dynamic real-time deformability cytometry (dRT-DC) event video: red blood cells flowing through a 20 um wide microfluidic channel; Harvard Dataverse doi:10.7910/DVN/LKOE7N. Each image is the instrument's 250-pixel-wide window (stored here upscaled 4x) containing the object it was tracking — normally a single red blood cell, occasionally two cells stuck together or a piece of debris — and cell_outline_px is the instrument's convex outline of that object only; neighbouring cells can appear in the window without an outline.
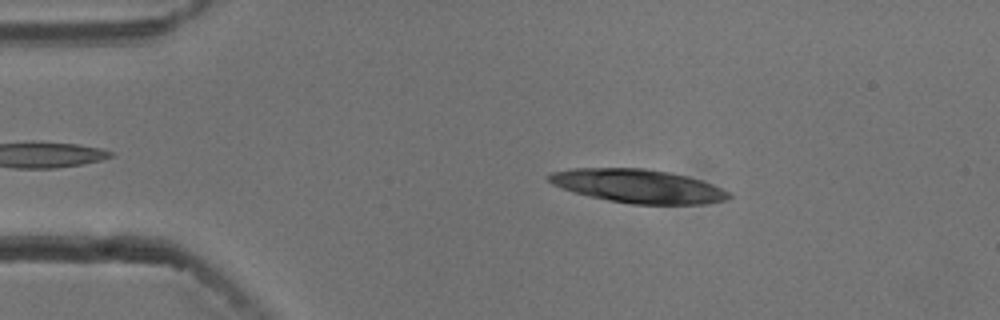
{"species": "common noctule bat (a hibernating species)", "species_latin": "Nyctalus noctula", "temperature_condition": "cold", "stored_images_in_passage": 52, "camera_frame_rate_fps": 3000, "um_per_image_px": 0.085, "animal": {"sex": "male", "body_mass_g": 13.3}, "frame": {"image": 1, "passage_image": 8, "time_ms": 2.333, "image_size_px": [1000, 320], "cell_outline_px": [[732, 196], [724, 200], [704, 204], [632, 204], [608, 200], [576, 192], [552, 184], [548, 180], [548, 176], [552, 172], [572, 168], [644, 168], [668, 172], [700, 180], [712, 184], [728, 192]], "centroid_in_image_um": [54.23, 15.81], "position_along_channel_um": 30.8, "area_um2": 34.68}}
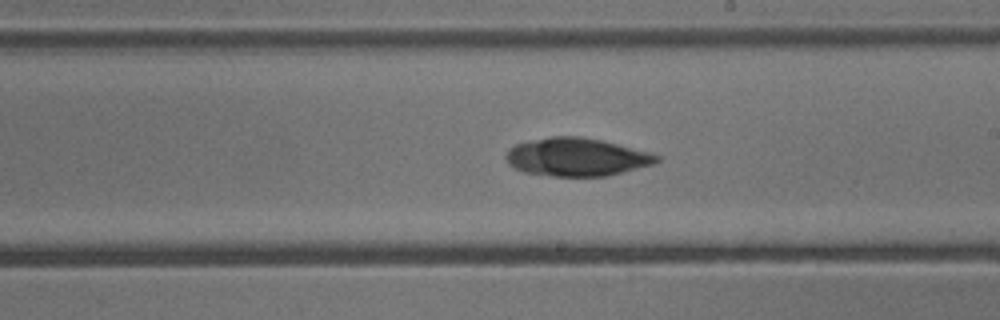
{"frame": {"image": 2, "passage_image": 29, "time_ms": 9.333, "image_size_px": [1000, 320], "cell_outline_px": [[660, 160], [652, 164], [608, 176], [552, 176], [524, 172], [508, 164], [504, 156], [508, 148], [516, 144], [552, 136], [580, 136], [600, 140], [648, 152], [660, 156]], "centroid_in_image_um": [48.97, 13.35], "position_along_channel_um": 240.0, "area_um2": 33.18}}
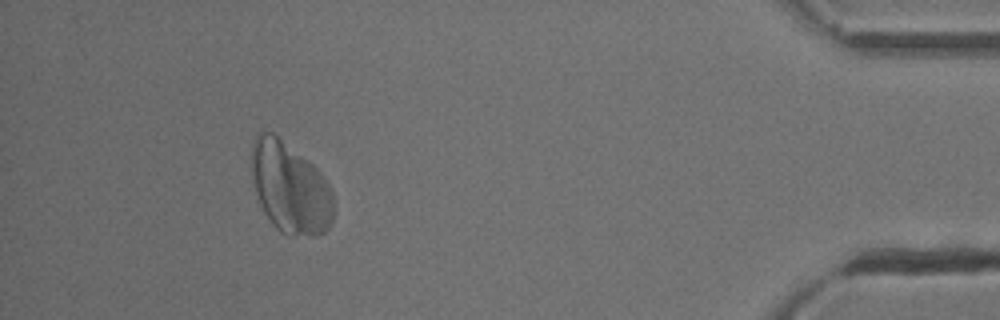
{"frame": {"image": 3, "passage_image": 48, "time_ms": 15.667, "image_size_px": [1000, 320], "cell_outline_px": [[332, 220], [328, 228], [324, 232], [316, 236], [292, 236], [276, 228], [272, 224], [264, 212], [260, 204], [256, 192], [252, 176], [252, 144], [256, 132], [272, 132], [312, 164], [320, 172], [328, 184], [332, 192]], "centroid_in_image_um": [24.64, 15.97], "position_along_channel_um": 410.6, "area_um2": 43.12}}